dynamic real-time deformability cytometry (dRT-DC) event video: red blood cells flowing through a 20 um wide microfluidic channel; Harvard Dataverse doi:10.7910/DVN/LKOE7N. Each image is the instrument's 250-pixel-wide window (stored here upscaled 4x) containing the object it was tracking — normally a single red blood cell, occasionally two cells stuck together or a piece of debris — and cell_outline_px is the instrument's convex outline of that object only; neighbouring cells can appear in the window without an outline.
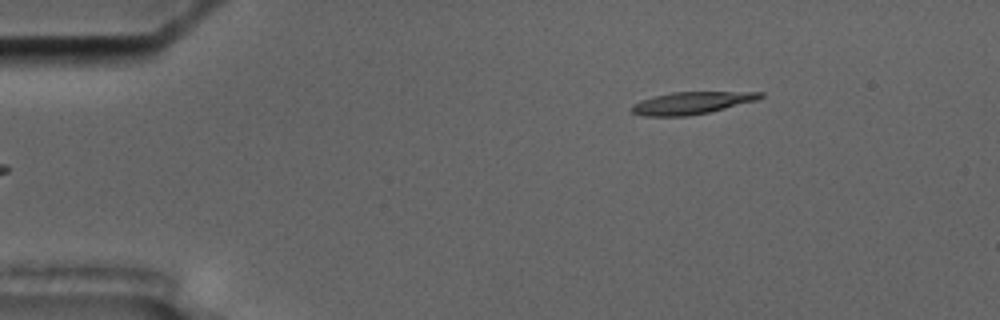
{"species": "common noctule bat (a hibernating species)", "species_latin": "Nyctalus noctula", "temperature_condition": "cold", "stored_images_in_passage": 6, "camera_frame_rate_fps": 3000, "um_per_image_px": 0.085, "animal": {"sex": "male", "body_mass_g": 17.5, "forearm_length_mm": 52.3}, "frame": {"image": 1, "passage_image": 1, "time_ms": 0.0, "image_size_px": [1000, 320], "cell_outline_px": [[764, 96], [756, 100], [708, 112], [688, 116], [644, 116], [632, 112], [632, 104], [640, 100], [652, 96], [672, 92], [764, 92]], "centroid_in_image_um": [58.74, 8.74], "position_along_channel_um": 26.3, "area_um2": 16.53}}
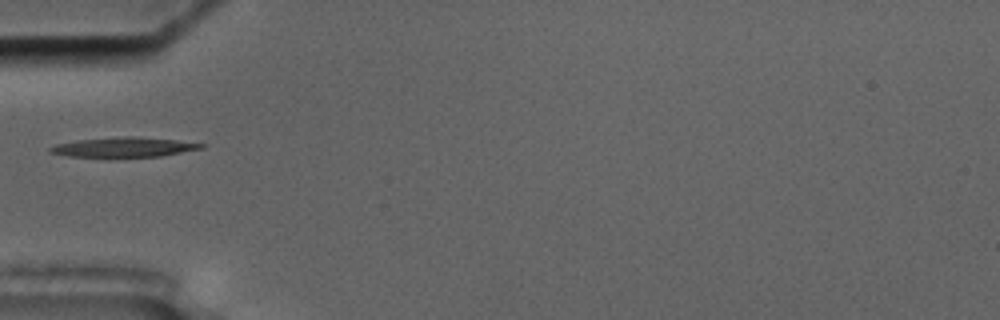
{"frame": {"image": 2, "passage_image": 4, "time_ms": 3.333, "image_size_px": [1000, 320], "cell_outline_px": [[208, 144], [204, 148], [160, 156], [108, 160], [68, 156], [48, 152], [48, 148], [56, 144], [76, 140], [124, 136], [132, 136], [176, 140]], "centroid_in_image_um": [10.47, 12.56], "position_along_channel_um": 74.5, "area_um2": 18.44}}